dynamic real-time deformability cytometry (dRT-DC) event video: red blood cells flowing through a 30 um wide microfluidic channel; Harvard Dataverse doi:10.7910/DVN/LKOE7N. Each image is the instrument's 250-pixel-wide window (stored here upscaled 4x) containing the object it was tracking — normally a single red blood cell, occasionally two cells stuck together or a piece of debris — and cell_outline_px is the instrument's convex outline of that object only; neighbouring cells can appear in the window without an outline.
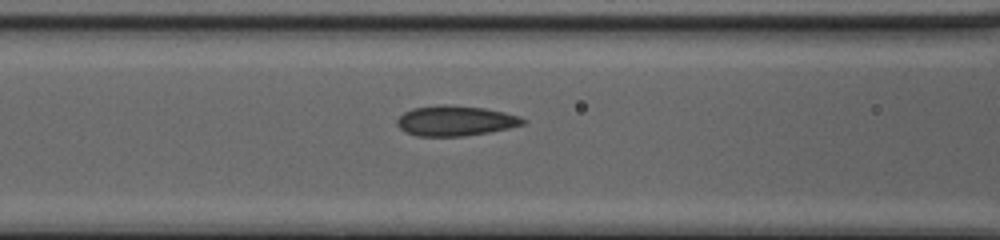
{"species": "common noctule bat (a hibernating species)", "species_latin": "Nyctalus noctula", "temperature_condition": "cold", "stored_images_in_passage": 33, "camera_frame_rate_fps": 3000, "um_per_image_px": 0.085, "animal": {"sex": "female", "body_mass_g": 20.0, "forearm_length_mm": 54.0}, "frame": {"image": 1, "passage_image": 13, "time_ms": 4.0, "image_size_px": [1000, 240], "cell_outline_px": [[528, 120], [524, 124], [508, 128], [488, 132], [464, 136], [416, 136], [404, 132], [396, 124], [396, 120], [404, 112], [412, 108], [440, 104], [448, 104], [484, 108], [504, 112], [520, 116]], "centroid_in_image_um": [38.69, 10.26], "position_along_channel_um": 127.9, "area_um2": 22.31}}
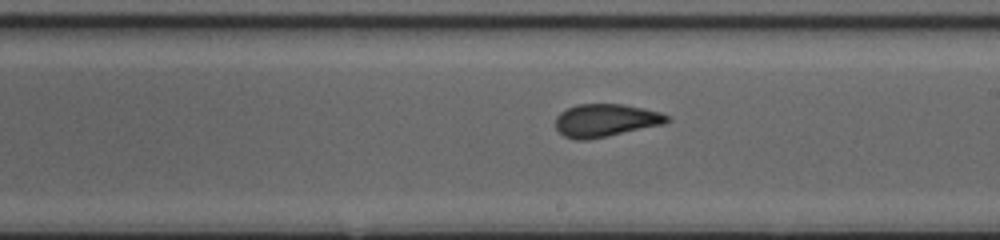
{"frame": {"image": 2, "passage_image": 21, "time_ms": 6.667, "image_size_px": [1000, 240], "cell_outline_px": [[672, 120], [664, 124], [608, 136], [588, 140], [576, 140], [564, 136], [556, 128], [556, 116], [560, 112], [576, 104], [620, 104], [644, 108], [660, 112], [668, 116]], "centroid_in_image_um": [51.48, 10.23], "position_along_channel_um": 237.5, "area_um2": 21.39}}
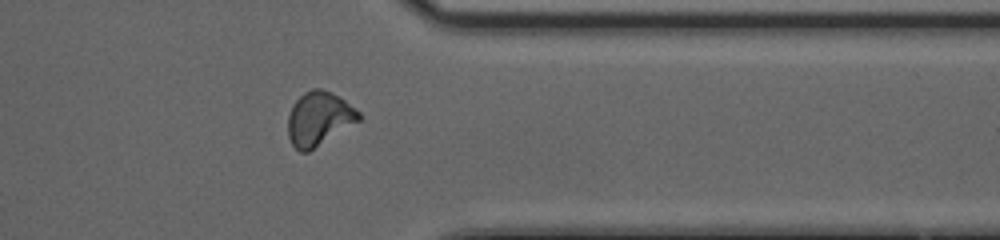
{"frame": {"image": 3, "passage_image": 32, "time_ms": 10.333, "image_size_px": [1000, 240], "cell_outline_px": [[360, 120], [308, 152], [300, 152], [292, 144], [288, 136], [288, 116], [292, 104], [304, 92], [312, 88], [320, 88], [332, 92], [344, 100], [360, 112]], "centroid_in_image_um": [27.09, 10.07], "position_along_channel_um": 384.3, "area_um2": 22.14}}